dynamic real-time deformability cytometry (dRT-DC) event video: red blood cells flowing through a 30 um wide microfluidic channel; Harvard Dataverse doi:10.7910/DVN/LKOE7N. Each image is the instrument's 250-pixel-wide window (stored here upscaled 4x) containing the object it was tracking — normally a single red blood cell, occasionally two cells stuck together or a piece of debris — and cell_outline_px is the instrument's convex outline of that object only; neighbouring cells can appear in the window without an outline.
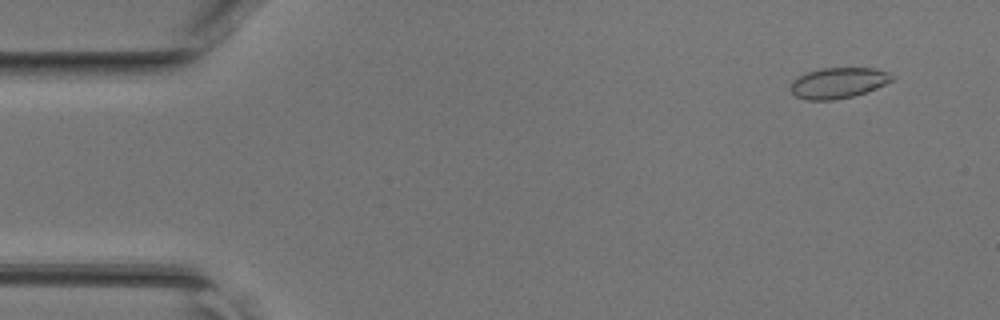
{"species": "common noctule bat (a hibernating species)", "species_latin": "Nyctalus noctula", "temperature_condition": "room temperature", "stored_images_in_passage": 47, "camera_frame_rate_fps": 3000, "um_per_image_px": 0.085, "animal": {"sex": "female", "body_mass_g": 17.0, "forearm_length_mm": 48.0}, "frame": {"image": 1, "passage_image": 4, "time_ms": 1.0, "image_size_px": [1000, 320], "cell_outline_px": [[896, 76], [892, 80], [876, 88], [852, 96], [832, 100], [804, 100], [796, 96], [788, 88], [792, 80], [808, 72], [820, 68], [876, 68], [888, 72]], "centroid_in_image_um": [71.23, 7.04], "position_along_channel_um": 13.8, "area_um2": 18.15}}
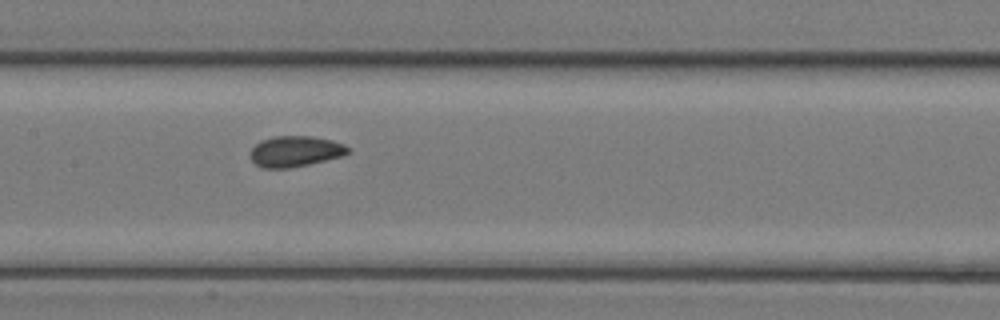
{"frame": {"image": 2, "passage_image": 23, "time_ms": 7.333, "image_size_px": [1000, 320], "cell_outline_px": [[352, 152], [344, 156], [308, 164], [288, 168], [264, 168], [256, 164], [248, 156], [252, 148], [260, 140], [276, 136], [312, 136], [332, 140], [344, 144], [352, 148]], "centroid_in_image_um": [25.14, 12.86], "position_along_channel_um": 182.3, "area_um2": 17.74}}
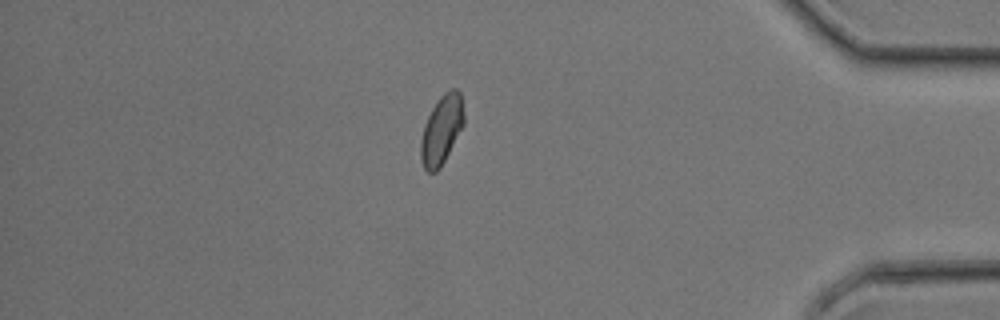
{"frame": {"image": 3, "passage_image": 40, "time_ms": 13.0, "image_size_px": [1000, 320], "cell_outline_px": [[464, 124], [440, 168], [436, 172], [428, 172], [424, 168], [420, 160], [420, 140], [424, 124], [432, 108], [440, 96], [444, 92], [452, 88], [456, 88], [460, 92], [464, 112]], "centroid_in_image_um": [37.52, 11.03], "position_along_channel_um": 397.7, "area_um2": 17.4}}